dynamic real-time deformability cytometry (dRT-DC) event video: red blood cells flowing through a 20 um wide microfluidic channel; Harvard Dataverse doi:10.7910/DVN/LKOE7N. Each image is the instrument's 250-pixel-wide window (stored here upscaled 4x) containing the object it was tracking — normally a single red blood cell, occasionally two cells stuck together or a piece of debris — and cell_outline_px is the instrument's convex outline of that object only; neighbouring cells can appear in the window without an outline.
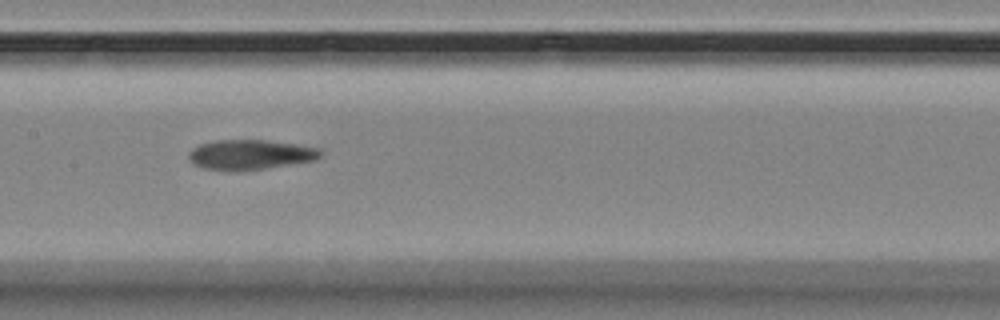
{"species": "Egyptian fruit bat (a non-hibernating species)", "species_latin": "Rousettus aegyptiacus", "temperature_condition": "room temperature", "stored_images_in_passage": 7, "camera_frame_rate_fps": 3000, "um_per_image_px": 0.085, "animal": {"sex": "female"}, "frame": {"image": 1, "passage_image": 6, "time_ms": 5.667, "image_size_px": [1000, 320], "cell_outline_px": [[324, 152], [316, 160], [268, 168], [236, 172], [204, 168], [192, 164], [188, 160], [188, 152], [192, 148], [200, 144], [216, 140], [264, 140], [296, 144], [324, 148]], "centroid_in_image_um": [21.28, 13.15], "position_along_channel_um": 186.1, "area_um2": 23.47}}
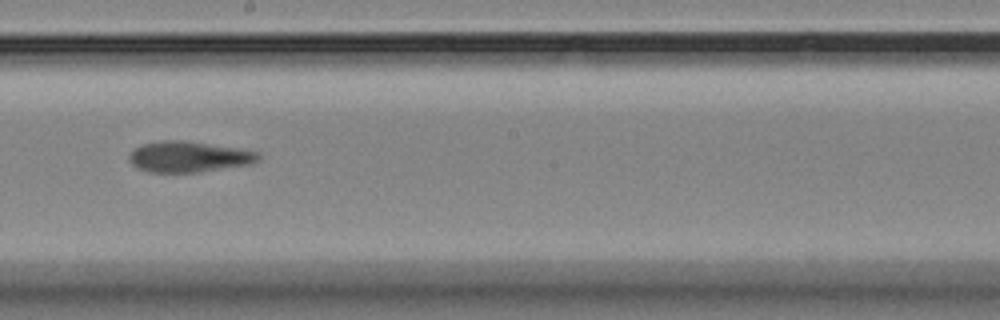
{"frame": {"image": 2, "passage_image": 7, "time_ms": 7.0, "image_size_px": [1000, 320], "cell_outline_px": [[260, 160], [252, 164], [200, 172], [148, 172], [136, 168], [128, 160], [128, 156], [136, 148], [144, 144], [160, 140], [184, 140], [244, 148], [260, 152]], "centroid_in_image_um": [16.11, 13.32], "position_along_channel_um": 232.1, "area_um2": 23.64}}